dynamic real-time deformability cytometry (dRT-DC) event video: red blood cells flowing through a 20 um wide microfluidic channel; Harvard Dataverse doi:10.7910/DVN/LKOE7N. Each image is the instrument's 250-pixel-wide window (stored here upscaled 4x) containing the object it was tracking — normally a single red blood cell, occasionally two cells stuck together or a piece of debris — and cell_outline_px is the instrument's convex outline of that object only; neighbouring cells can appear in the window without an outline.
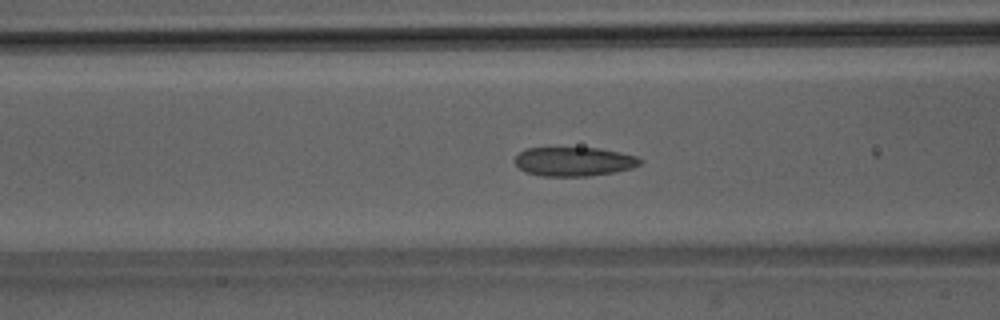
{"species": "Egyptian fruit bat (a non-hibernating species)", "species_latin": "Rousettus aegyptiacus", "temperature_condition": "room temperature", "stored_images_in_passage": 45, "camera_frame_rate_fps": 3000, "um_per_image_px": 0.085, "animal": {"sex": "male"}, "frame": {"image": 1, "passage_image": 20, "time_ms": 6.333, "image_size_px": [1000, 320], "cell_outline_px": [[644, 160], [640, 164], [632, 168], [616, 172], [588, 176], [540, 176], [524, 172], [512, 160], [524, 148], [600, 148], [620, 152], [636, 156]], "centroid_in_image_um": [48.78, 13.73], "position_along_channel_um": 117.8, "area_um2": 21.44}}
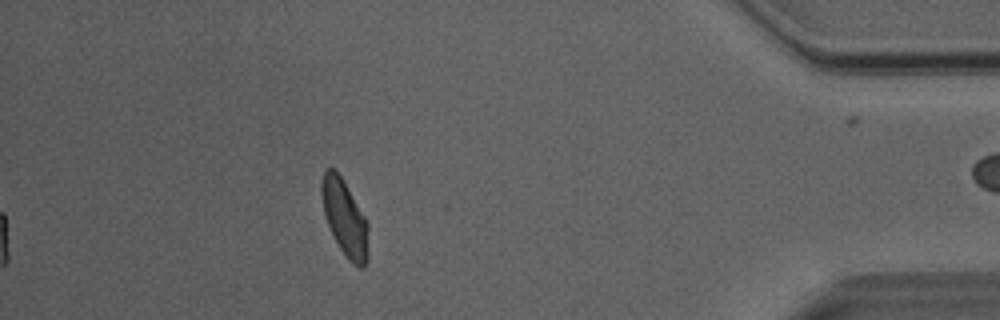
{"frame": {"image": 2, "passage_image": 45, "time_ms": 14.667, "image_size_px": [1000, 320], "cell_outline_px": [[368, 260], [364, 268], [360, 268], [352, 264], [348, 260], [340, 248], [328, 224], [324, 212], [320, 192], [320, 184], [324, 168], [336, 168], [364, 216], [368, 224]], "centroid_in_image_um": [29.3, 18.52], "position_along_channel_um": 405.9, "area_um2": 20.75}, "authors_computed_cell_mechanics": {"area_um2": 21.5016, "velocity_mm_per_s": 4.0322, "shape_relaxation_time_tau1_ms": 4.8757, "shape_relaxation_time_tau2_ms": 1.2324, "deformation_change_tau1": 0.1214, "deformation_change_tau2": 0.0776}}